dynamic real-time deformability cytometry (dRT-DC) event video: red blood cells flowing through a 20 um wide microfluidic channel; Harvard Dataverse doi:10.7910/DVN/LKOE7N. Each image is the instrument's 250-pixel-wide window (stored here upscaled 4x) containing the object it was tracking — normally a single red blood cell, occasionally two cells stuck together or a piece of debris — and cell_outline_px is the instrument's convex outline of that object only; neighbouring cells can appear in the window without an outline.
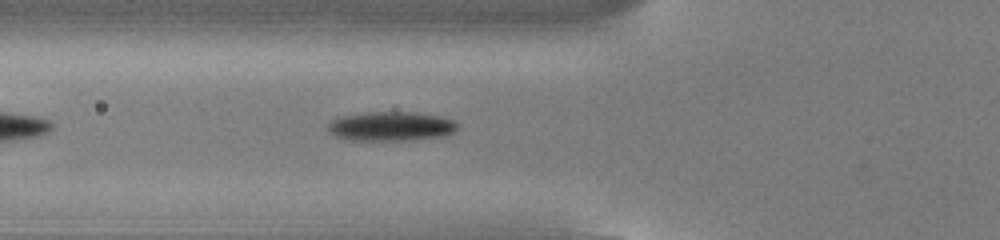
{"species": "common noctule bat (a hibernating species)", "species_latin": "Nyctalus noctula", "temperature_condition": "cold", "stored_images_in_passage": 39, "camera_frame_rate_fps": 3000, "um_per_image_px": 0.085, "animal": {"sex": "male", "body_mass_g": 13.0, "forearm_length_mm": 53.1}, "frame": {"image": 1, "passage_image": 5, "time_ms": 1.333, "image_size_px": [1000, 240], "cell_outline_px": [[456, 128], [452, 132], [440, 136], [412, 140], [348, 140], [336, 136], [328, 132], [328, 124], [332, 120], [344, 116], [372, 112], [416, 112], [440, 116], [452, 120], [456, 124]], "centroid_in_image_um": [33.2, 10.74], "position_along_channel_um": 92.6, "area_um2": 21.79}}
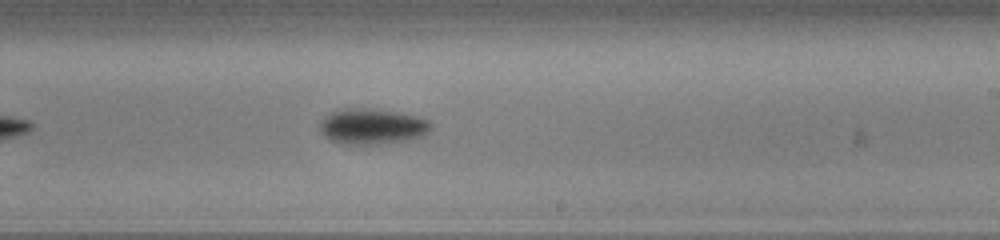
{"frame": {"image": 2, "passage_image": 18, "time_ms": 5.667, "image_size_px": [1000, 240], "cell_outline_px": [[432, 128], [424, 136], [408, 140], [376, 144], [344, 144], [332, 140], [324, 136], [320, 132], [320, 124], [324, 116], [328, 112], [348, 108], [372, 108], [420, 116], [428, 120], [432, 124]], "centroid_in_image_um": [31.65, 10.73], "position_along_channel_um": 257.3, "area_um2": 23.29}}
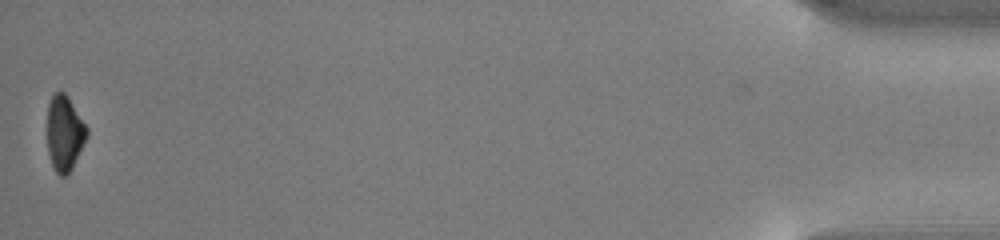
{"frame": {"image": 3, "passage_image": 39, "time_ms": 12.667, "image_size_px": [1000, 240], "cell_outline_px": [[88, 136], [72, 168], [64, 176], [60, 176], [52, 168], [48, 152], [48, 104], [52, 96], [56, 92], [64, 92], [88, 128]], "centroid_in_image_um": [5.49, 11.35], "position_along_channel_um": 429.7, "area_um2": 17.17}, "authors_computed_cell_mechanics": {"area_um2": 21.097, "velocity_mm_per_s": 3.8037, "shape_relaxation_time_tau1_ms": 2.6804, "shape_relaxation_time_tau2_ms": null, "deformation_change_tau1": 0.1421, "deformation_change_tau2": null}}